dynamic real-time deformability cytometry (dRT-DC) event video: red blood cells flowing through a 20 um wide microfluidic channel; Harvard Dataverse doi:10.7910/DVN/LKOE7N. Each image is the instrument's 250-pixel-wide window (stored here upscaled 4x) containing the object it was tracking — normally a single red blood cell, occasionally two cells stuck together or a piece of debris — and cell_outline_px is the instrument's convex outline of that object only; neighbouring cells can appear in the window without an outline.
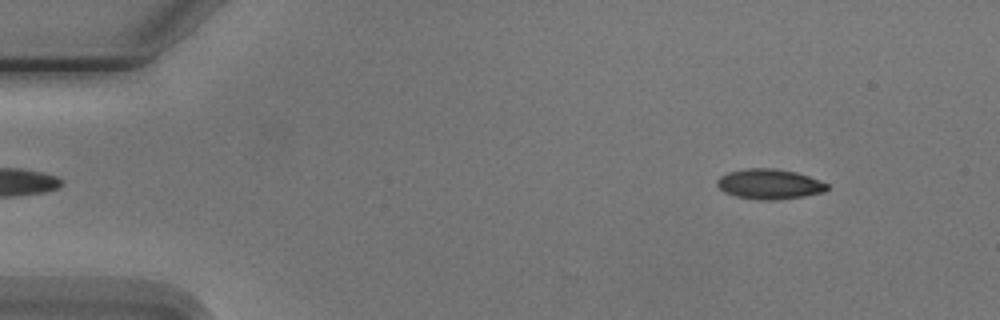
{"species": "Egyptian fruit bat (a non-hibernating species)", "species_latin": "Rousettus aegyptiacus", "temperature_condition": "cold", "stored_images_in_passage": 3, "camera_frame_rate_fps": 3000, "um_per_image_px": 0.085, "animal": {"sex": "male"}, "frame": {"image": 1, "passage_image": 1, "time_ms": 0.0, "image_size_px": [1000, 320], "cell_outline_px": [[828, 188], [824, 192], [800, 196], [772, 200], [760, 200], [736, 196], [724, 192], [716, 184], [716, 180], [720, 176], [728, 172], [748, 168], [776, 168], [796, 172], [808, 176], [828, 184]], "centroid_in_image_um": [65.37, 15.63], "position_along_channel_um": 19.6, "area_um2": 19.13}}